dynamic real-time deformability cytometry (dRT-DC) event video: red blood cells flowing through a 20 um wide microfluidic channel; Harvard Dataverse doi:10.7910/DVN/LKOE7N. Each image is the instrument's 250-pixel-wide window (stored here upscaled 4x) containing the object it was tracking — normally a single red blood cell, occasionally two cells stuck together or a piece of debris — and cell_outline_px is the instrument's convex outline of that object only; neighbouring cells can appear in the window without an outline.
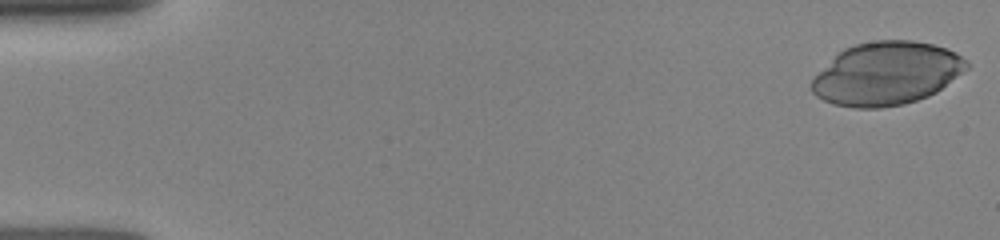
{"species": "human", "species_latin": "Homo sapiens", "temperature_condition": "room temperature", "stored_images_in_passage": 27, "camera_frame_rate_fps": 3000, "um_per_image_px": 0.085, "donor": {"sex": "female"}, "frame": {"image": 1, "passage_image": 1, "time_ms": 0.0, "image_size_px": [1000, 240], "cell_outline_px": [[968, 68], [936, 92], [928, 96], [904, 104], [880, 108], [856, 108], [832, 104], [816, 96], [812, 92], [812, 80], [844, 48], [856, 44], [876, 40], [912, 40], [932, 44], [956, 52], [968, 60]], "centroid_in_image_um": [75.38, 6.25], "position_along_channel_um": 9.6, "area_um2": 56.53}}